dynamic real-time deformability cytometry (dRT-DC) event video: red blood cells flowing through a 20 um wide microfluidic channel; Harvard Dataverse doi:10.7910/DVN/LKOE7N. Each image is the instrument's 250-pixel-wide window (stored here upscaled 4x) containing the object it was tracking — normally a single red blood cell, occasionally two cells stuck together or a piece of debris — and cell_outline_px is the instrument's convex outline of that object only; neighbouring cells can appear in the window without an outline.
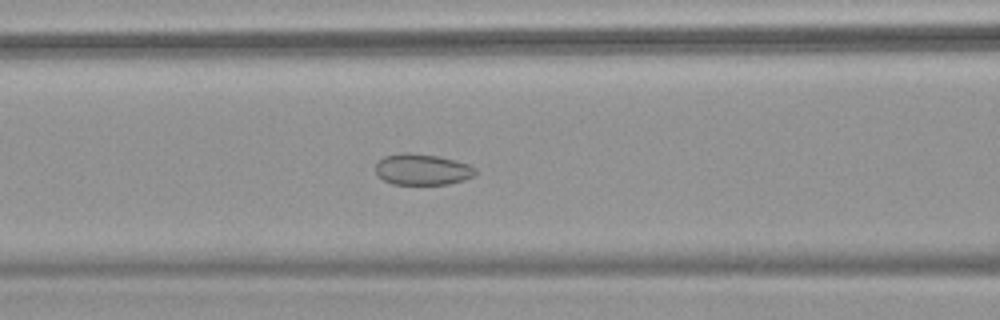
{"species": "common noctule bat (a hibernating species)", "species_latin": "Nyctalus noctula", "temperature_condition": "warm", "stored_images_in_passage": 54, "camera_frame_rate_fps": 3000, "um_per_image_px": 0.085, "animal": {"sex": "female", "body_mass_g": 18.4}, "frame": {"image": 1, "passage_image": 23, "time_ms": 7.333, "image_size_px": [1000, 320], "cell_outline_px": [[476, 172], [472, 176], [464, 180], [448, 184], [392, 184], [384, 180], [376, 172], [376, 164], [384, 156], [404, 152], [408, 152], [436, 156], [456, 160], [468, 164], [476, 168]], "centroid_in_image_um": [35.9, 14.4], "position_along_channel_um": 130.7, "area_um2": 17.98}}
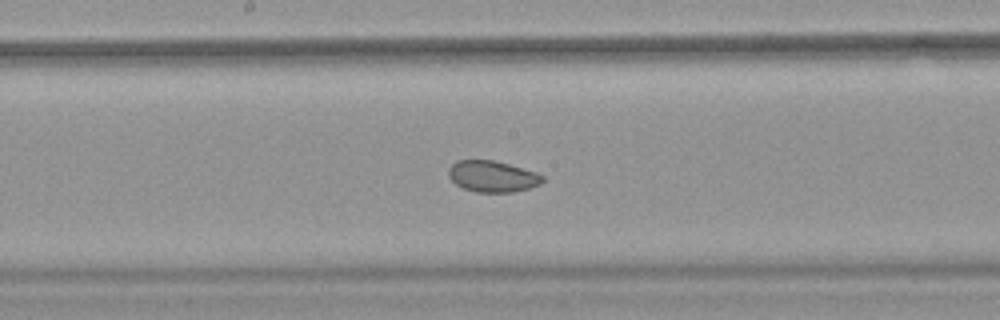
{"frame": {"image": 2, "passage_image": 29, "time_ms": 9.333, "image_size_px": [1000, 320], "cell_outline_px": [[544, 180], [540, 184], [528, 188], [512, 192], [476, 192], [464, 188], [456, 184], [448, 176], [448, 168], [456, 160], [496, 160], [536, 172], [544, 176]], "centroid_in_image_um": [41.85, 14.98], "position_along_channel_um": 206.4, "area_um2": 17.17}}
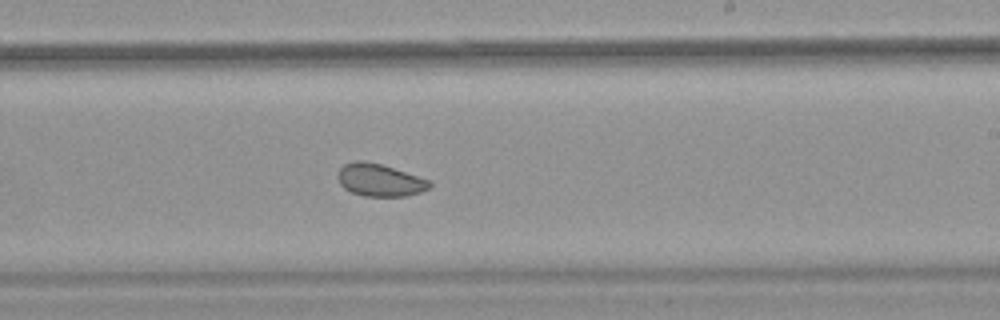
{"frame": {"image": 3, "passage_image": 33, "time_ms": 10.667, "image_size_px": [1000, 320], "cell_outline_px": [[432, 184], [428, 188], [420, 192], [404, 196], [364, 196], [352, 192], [344, 188], [340, 184], [336, 176], [336, 172], [344, 164], [356, 160], [360, 160], [380, 164], [432, 180]], "centroid_in_image_um": [32.26, 15.3], "position_along_channel_um": 256.7, "area_um2": 17.4}, "authors_computed_cell_mechanics": {"area_um2": 21.0681, "velocity_mm_per_s": 3.8005, "shape_relaxation_time_tau1_ms": null, "shape_relaxation_time_tau2_ms": 3.7798, "deformation_change_tau1": null, "deformation_change_tau2": 0.0608}}